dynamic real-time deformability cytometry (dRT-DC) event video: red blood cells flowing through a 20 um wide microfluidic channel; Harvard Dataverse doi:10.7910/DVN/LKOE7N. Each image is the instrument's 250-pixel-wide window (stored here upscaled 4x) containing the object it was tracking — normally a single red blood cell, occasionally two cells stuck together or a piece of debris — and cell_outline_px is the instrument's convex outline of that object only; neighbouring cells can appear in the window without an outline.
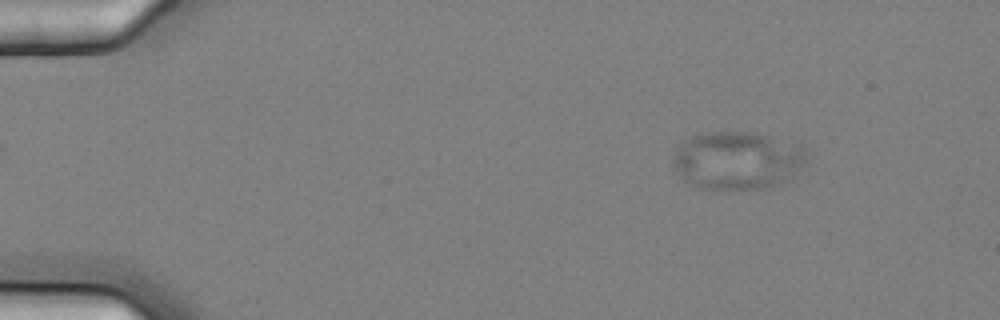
{"species": "common noctule bat (a hibernating species)", "species_latin": "Nyctalus noctula", "temperature_condition": "cold", "stored_images_in_passage": 54, "camera_frame_rate_fps": 3000, "um_per_image_px": 0.085, "animal": {"sex": "female", "body_mass_g": 25.1}, "frame": {"image": 1, "passage_image": 4, "time_ms": 1.0, "image_size_px": [1000, 320], "cell_outline_px": [[808, 160], [800, 168], [780, 180], [764, 188], [700, 188], [684, 180], [676, 168], [672, 160], [672, 156], [680, 144], [684, 140], [692, 136], [712, 132], [748, 132], [768, 136], [800, 148]], "centroid_in_image_um": [62.56, 13.62], "position_along_channel_um": 22.4, "area_um2": 43.35}}
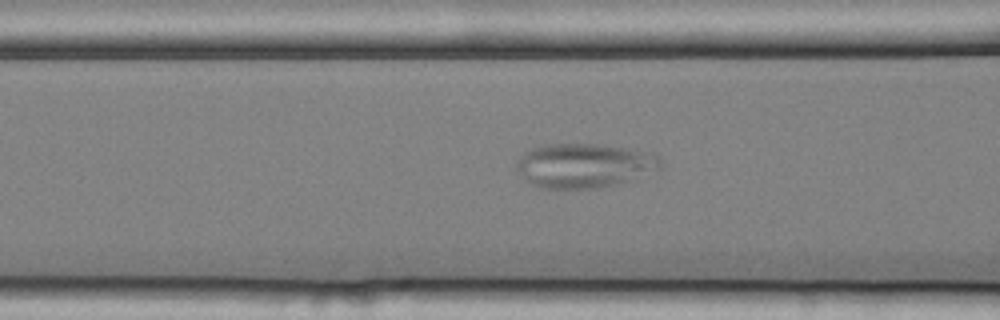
{"frame": {"image": 2, "passage_image": 20, "time_ms": 6.333, "image_size_px": [1000, 320], "cell_outline_px": [[664, 168], [632, 180], [600, 188], [540, 188], [524, 180], [516, 168], [516, 164], [520, 156], [524, 152], [532, 148], [544, 144], [596, 144], [628, 148], [652, 152], [660, 156]], "centroid_in_image_um": [49.71, 14.07], "position_along_channel_um": 116.9, "area_um2": 37.74}}
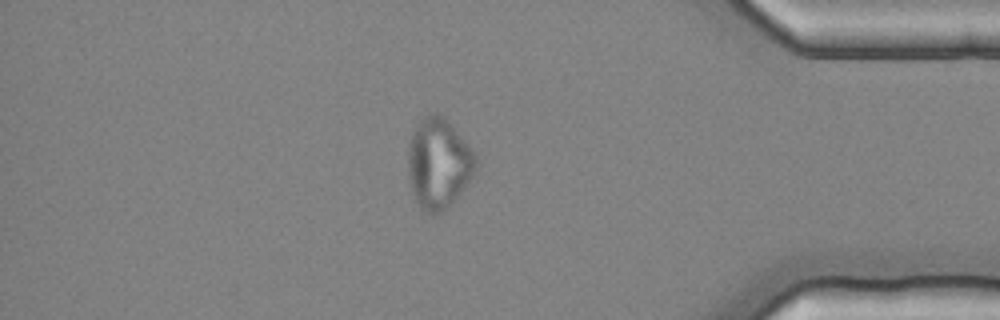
{"frame": {"image": 3, "passage_image": 46, "time_ms": 15.0, "image_size_px": [1000, 320], "cell_outline_px": [[476, 168], [468, 180], [448, 208], [436, 216], [432, 216], [424, 212], [416, 204], [412, 192], [408, 176], [408, 144], [412, 132], [416, 124], [428, 112], [440, 116], [448, 120], [452, 124], [476, 152]], "centroid_in_image_um": [37.25, 13.9], "position_along_channel_um": 398.0, "area_um2": 36.07}}